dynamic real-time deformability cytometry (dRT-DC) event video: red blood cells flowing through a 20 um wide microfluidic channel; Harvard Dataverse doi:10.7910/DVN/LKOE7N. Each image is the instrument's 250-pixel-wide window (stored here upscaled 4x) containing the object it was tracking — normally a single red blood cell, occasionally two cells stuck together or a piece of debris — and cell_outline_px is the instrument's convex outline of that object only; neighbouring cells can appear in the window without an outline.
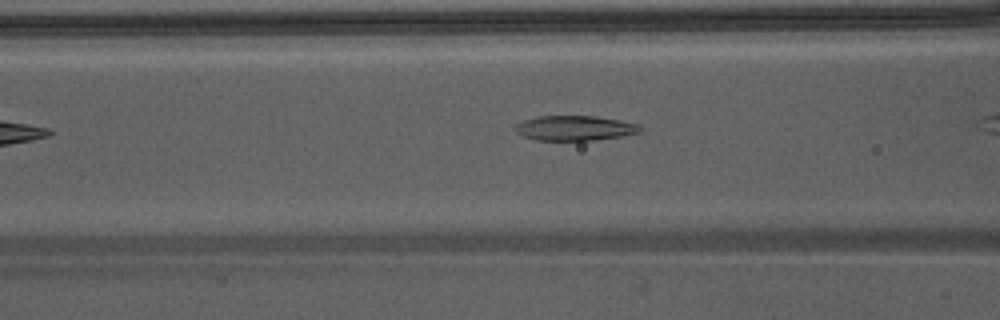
{"species": "Egyptian fruit bat (a non-hibernating species)", "species_latin": "Rousettus aegyptiacus", "temperature_condition": "warm", "stored_images_in_passage": 7, "camera_frame_rate_fps": 3000, "um_per_image_px": 0.085, "animal": {"sex": "male"}, "frame": {"image": 1, "passage_image": 5, "time_ms": 1.333, "image_size_px": [1000, 320], "cell_outline_px": [[640, 132], [620, 136], [592, 140], [536, 140], [524, 136], [516, 132], [512, 128], [516, 124], [524, 120], [536, 116], [596, 116], [620, 120], [640, 124]], "centroid_in_image_um": [48.82, 10.88], "position_along_channel_um": 117.8, "area_um2": 18.09}}